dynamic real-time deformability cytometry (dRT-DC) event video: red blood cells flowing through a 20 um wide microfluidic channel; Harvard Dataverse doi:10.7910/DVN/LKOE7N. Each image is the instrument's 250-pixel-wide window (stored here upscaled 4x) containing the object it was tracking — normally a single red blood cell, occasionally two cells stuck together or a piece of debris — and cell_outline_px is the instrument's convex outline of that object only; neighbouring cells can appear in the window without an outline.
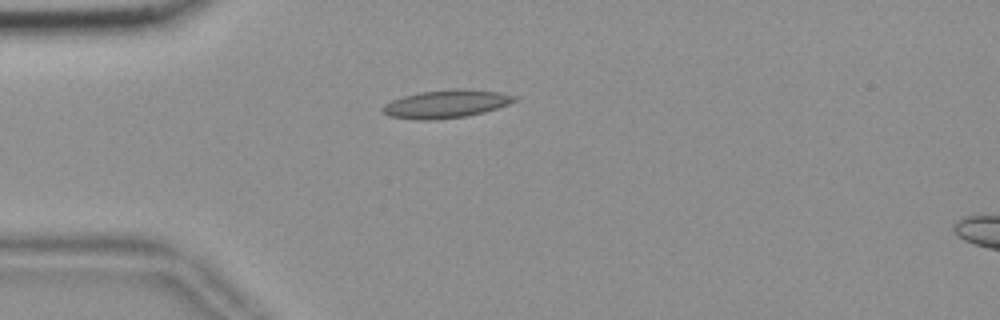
{"species": "common noctule bat (a hibernating species)", "species_latin": "Nyctalus noctula", "temperature_condition": "room temperature", "stored_images_in_passage": 42, "camera_frame_rate_fps": 3000, "um_per_image_px": 0.085, "animal": {"sex": "female", "body_mass_g": 18.4}, "frame": {"image": 1, "passage_image": 1, "time_ms": 0.0, "image_size_px": [1000, 320], "cell_outline_px": [[520, 100], [484, 112], [464, 116], [432, 120], [416, 120], [388, 116], [380, 108], [384, 104], [392, 100], [404, 96], [420, 92], [452, 88], [464, 88], [500, 92], [516, 96]], "centroid_in_image_um": [37.92, 8.82], "position_along_channel_um": 47.1, "area_um2": 21.68}}
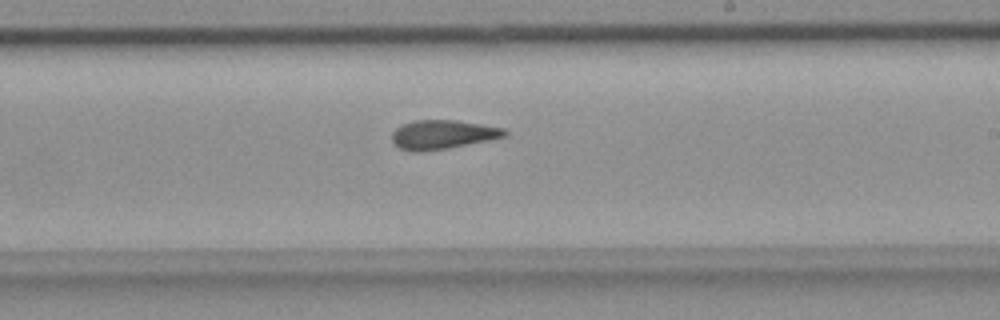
{"frame": {"image": 2, "passage_image": 19, "time_ms": 6.0, "image_size_px": [1000, 320], "cell_outline_px": [[508, 136], [448, 148], [420, 152], [412, 152], [400, 148], [392, 140], [392, 132], [400, 124], [412, 120], [456, 120], [504, 128], [508, 132]], "centroid_in_image_um": [37.6, 11.43], "position_along_channel_um": 251.4, "area_um2": 19.13}}
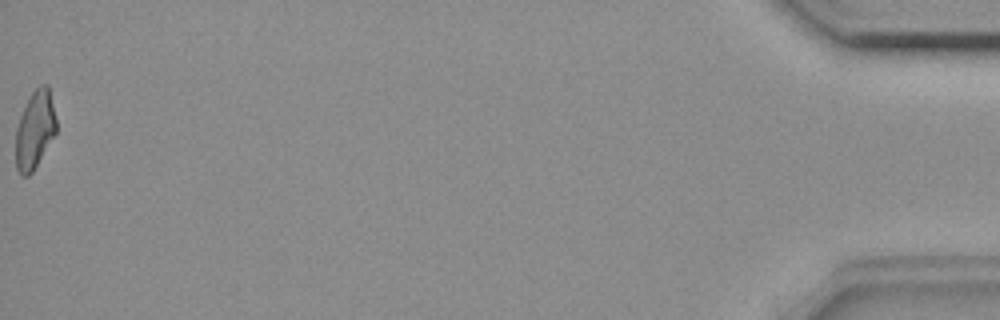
{"frame": {"image": 3, "passage_image": 42, "time_ms": 13.667, "image_size_px": [1000, 320], "cell_outline_px": [[56, 132], [32, 172], [28, 176], [20, 176], [16, 168], [16, 128], [20, 116], [32, 92], [40, 84], [48, 84], [56, 120]], "centroid_in_image_um": [2.95, 11.04], "position_along_channel_um": 432.2, "area_um2": 18.15}, "authors_computed_cell_mechanics": {"area_um2": 18.9584, "velocity_mm_per_s": 3.665, "shape_relaxation_time_tau1_ms": null, "shape_relaxation_time_tau2_ms": 2.6088, "deformation_change_tau1": null, "deformation_change_tau2": 0.1048}}